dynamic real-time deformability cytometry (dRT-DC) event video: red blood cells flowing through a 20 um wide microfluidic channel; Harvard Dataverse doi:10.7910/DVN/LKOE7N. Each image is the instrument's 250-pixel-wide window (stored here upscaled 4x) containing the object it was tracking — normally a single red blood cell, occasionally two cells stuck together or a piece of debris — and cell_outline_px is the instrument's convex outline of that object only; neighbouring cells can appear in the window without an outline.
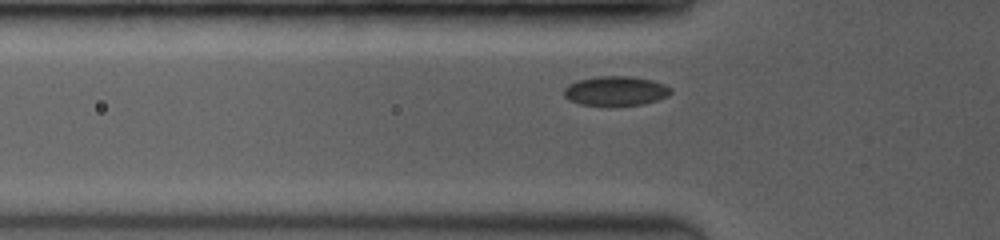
{"species": "common noctule bat (a hibernating species)", "species_latin": "Nyctalus noctula", "temperature_condition": "room temperature", "stored_images_in_passage": 8, "camera_frame_rate_fps": 3500, "um_per_image_px": 0.085, "animal": {"sex": "female", "body_mass_g": 19.0, "forearm_length_mm": 53.3}, "frame": {"image": 1, "passage_image": 7, "time_ms": 1.714, "image_size_px": [1000, 240], "cell_outline_px": [[672, 92], [668, 96], [644, 104], [580, 104], [568, 100], [564, 96], [564, 88], [568, 84], [580, 80], [596, 76], [628, 76], [652, 80], [664, 84], [672, 88]], "centroid_in_image_um": [52.34, 7.71], "position_along_channel_um": 73.5, "area_um2": 18.03}}